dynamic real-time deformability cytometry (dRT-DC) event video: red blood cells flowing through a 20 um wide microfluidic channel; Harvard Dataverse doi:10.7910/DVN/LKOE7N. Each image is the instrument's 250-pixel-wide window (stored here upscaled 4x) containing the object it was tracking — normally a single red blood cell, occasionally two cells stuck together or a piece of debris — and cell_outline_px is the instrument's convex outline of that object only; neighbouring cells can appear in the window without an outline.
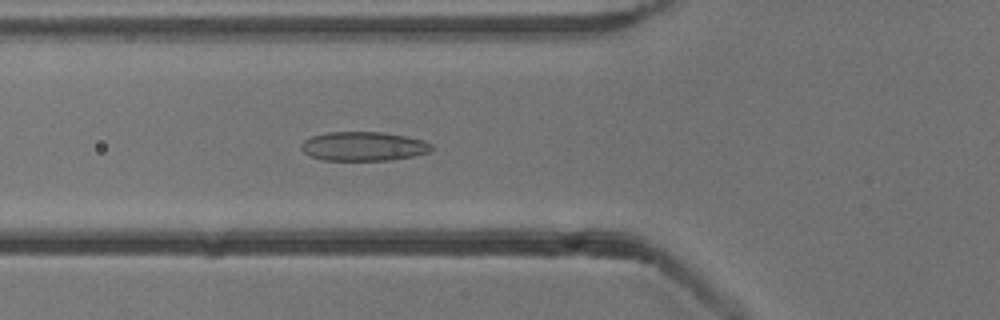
{"species": "common noctule bat (a hibernating species)", "species_latin": "Nyctalus noctula", "temperature_condition": "cold", "stored_images_in_passage": 49, "camera_frame_rate_fps": 3000, "um_per_image_px": 0.085, "animal": {"sex": "male", "body_mass_g": 13.3}, "frame": {"image": 1, "passage_image": 14, "time_ms": 4.333, "image_size_px": [1000, 320], "cell_outline_px": [[432, 148], [428, 152], [412, 156], [392, 160], [324, 160], [308, 156], [300, 148], [300, 144], [304, 140], [312, 136], [328, 132], [384, 132], [424, 140], [432, 144]], "centroid_in_image_um": [30.86, 12.43], "position_along_channel_um": 94.9, "area_um2": 22.14}}
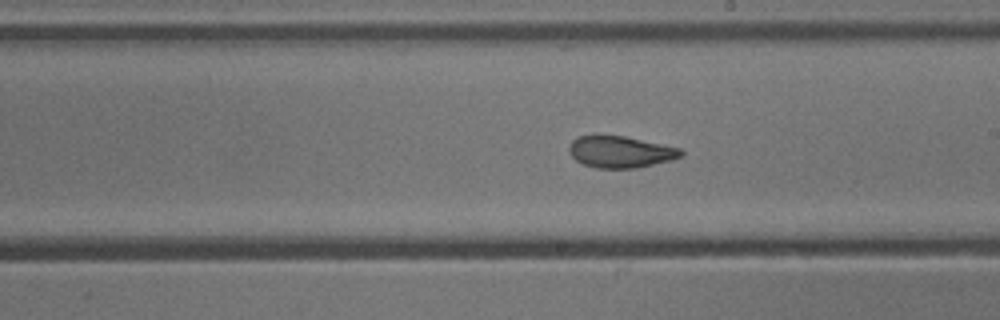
{"frame": {"image": 2, "passage_image": 25, "time_ms": 8.0, "image_size_px": [1000, 320], "cell_outline_px": [[684, 156], [672, 160], [636, 168], [596, 168], [584, 164], [576, 160], [568, 152], [568, 148], [572, 140], [576, 136], [624, 136], [680, 148], [684, 152]], "centroid_in_image_um": [52.74, 12.92], "position_along_channel_um": 236.3, "area_um2": 20.58}}
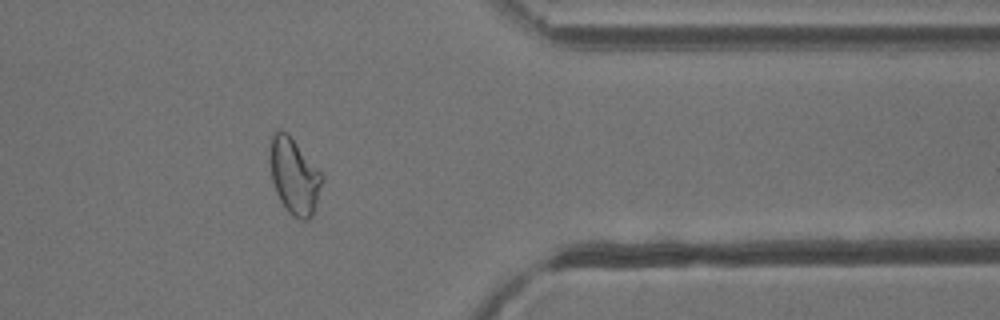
{"frame": {"image": 3, "passage_image": 38, "time_ms": 12.333, "image_size_px": [1000, 320], "cell_outline_px": [[324, 176], [312, 216], [308, 220], [300, 220], [292, 216], [288, 212], [280, 200], [276, 192], [272, 180], [268, 160], [268, 148], [272, 132], [276, 128], [280, 128], [288, 132]], "centroid_in_image_um": [24.95, 14.9], "position_along_channel_um": 386.4, "area_um2": 23.58}, "authors_computed_cell_mechanics": {"area_um2": 22.7154, "velocity_mm_per_s": 3.8331, "shape_relaxation_time_tau1_ms": 6.4042, "shape_relaxation_time_tau2_ms": 1.4649, "deformation_change_tau1": 0.1562, "deformation_change_tau2": 0.0782}}